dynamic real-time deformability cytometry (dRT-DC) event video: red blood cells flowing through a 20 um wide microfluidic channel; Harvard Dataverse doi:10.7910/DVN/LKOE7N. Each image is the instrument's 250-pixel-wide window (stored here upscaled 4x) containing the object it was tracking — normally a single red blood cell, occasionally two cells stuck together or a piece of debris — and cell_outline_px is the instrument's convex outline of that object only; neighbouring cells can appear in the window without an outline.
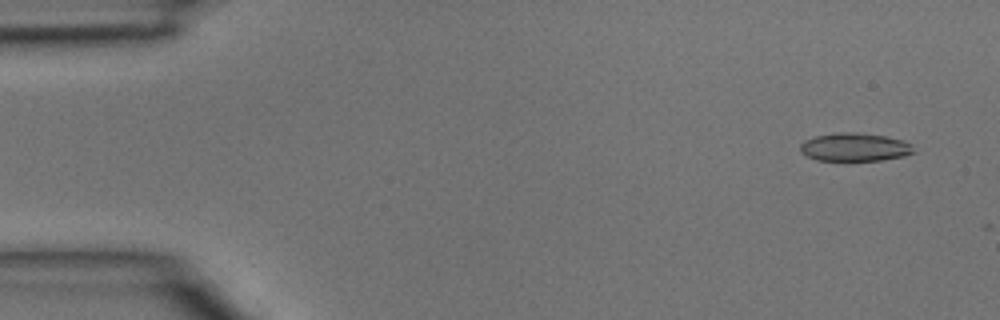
{"species": "common noctule bat (a hibernating species)", "species_latin": "Nyctalus noctula", "temperature_condition": "room temperature", "stored_images_in_passage": 4, "camera_frame_rate_fps": 3000, "um_per_image_px": 0.085, "animal": {"sex": "male", "body_mass_g": 15.6}, "frame": {"image": 1, "passage_image": 1, "time_ms": 0.0, "image_size_px": [1000, 320], "cell_outline_px": [[916, 152], [904, 156], [880, 160], [816, 160], [800, 152], [800, 144], [804, 140], [816, 136], [836, 132], [860, 132], [884, 136], [900, 140], [912, 144]], "centroid_in_image_um": [72.64, 12.5], "position_along_channel_um": 12.4, "area_um2": 18.67}}
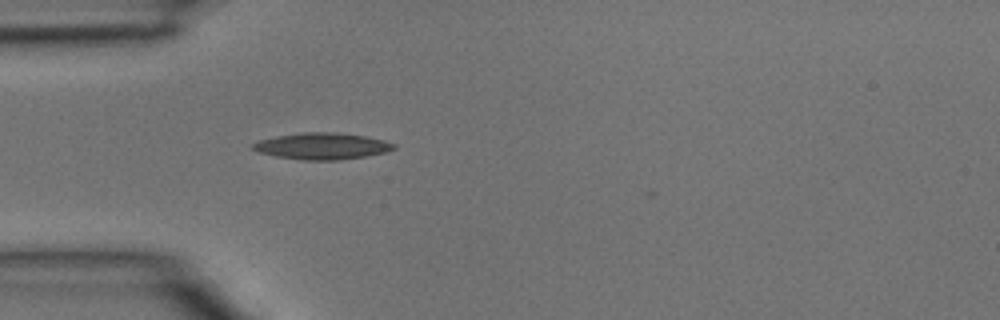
{"frame": {"image": 2, "passage_image": 4, "time_ms": 1.0, "image_size_px": [1000, 320], "cell_outline_px": [[396, 148], [384, 152], [364, 156], [340, 160], [304, 160], [276, 156], [260, 152], [252, 148], [252, 144], [260, 140], [276, 136], [304, 132], [336, 132], [364, 136], [384, 140], [396, 144]], "centroid_in_image_um": [27.39, 12.41], "position_along_channel_um": 57.6, "area_um2": 21.56}}